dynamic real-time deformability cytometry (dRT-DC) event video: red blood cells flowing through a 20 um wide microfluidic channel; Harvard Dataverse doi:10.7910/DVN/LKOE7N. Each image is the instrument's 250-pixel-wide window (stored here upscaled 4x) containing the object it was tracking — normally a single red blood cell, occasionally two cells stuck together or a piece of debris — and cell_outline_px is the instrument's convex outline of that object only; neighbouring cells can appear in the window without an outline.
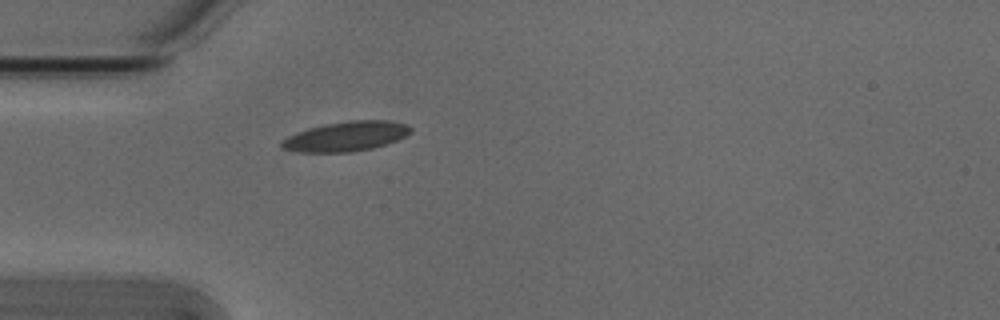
{"species": "Egyptian fruit bat (a non-hibernating species)", "species_latin": "Rousettus aegyptiacus", "temperature_condition": "cold", "stored_images_in_passage": 1, "camera_frame_rate_fps": 3000, "um_per_image_px": 0.085, "animal": {"sex": "male"}, "frame": {"image": 1, "passage_image": 1, "time_ms": 0.0, "image_size_px": [1000, 320], "cell_outline_px": [[412, 132], [396, 140], [372, 148], [352, 152], [300, 152], [280, 148], [280, 140], [296, 132], [308, 128], [324, 124], [348, 120], [392, 120], [408, 124], [412, 128]], "centroid_in_image_um": [29.4, 11.58], "position_along_channel_um": 55.6, "area_um2": 22.54}}